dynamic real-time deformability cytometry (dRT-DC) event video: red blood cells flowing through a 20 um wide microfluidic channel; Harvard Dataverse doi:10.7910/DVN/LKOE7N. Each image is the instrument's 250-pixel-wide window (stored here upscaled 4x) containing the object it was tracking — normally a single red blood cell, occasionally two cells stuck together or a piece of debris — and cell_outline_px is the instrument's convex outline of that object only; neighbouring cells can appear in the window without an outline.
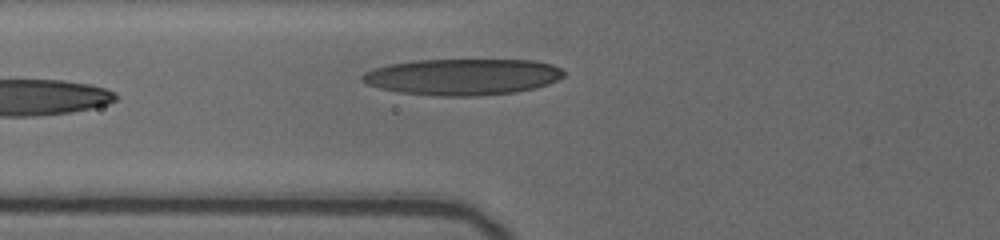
{"species": "human", "species_latin": "Homo sapiens", "temperature_condition": "cold", "stored_images_in_passage": 8, "camera_frame_rate_fps": 3000, "um_per_image_px": 0.085, "donor": {"sex": "female"}, "frame": {"image": 1, "passage_image": 8, "time_ms": 2.667, "image_size_px": [1000, 240], "cell_outline_px": [[564, 76], [548, 84], [536, 88], [512, 92], [480, 96], [436, 96], [400, 92], [380, 88], [368, 84], [360, 80], [360, 76], [364, 72], [372, 68], [388, 64], [416, 60], [532, 60], [552, 64], [560, 68], [564, 72]], "centroid_in_image_um": [39.29, 6.53], "position_along_channel_um": 86.5, "area_um2": 42.77}}